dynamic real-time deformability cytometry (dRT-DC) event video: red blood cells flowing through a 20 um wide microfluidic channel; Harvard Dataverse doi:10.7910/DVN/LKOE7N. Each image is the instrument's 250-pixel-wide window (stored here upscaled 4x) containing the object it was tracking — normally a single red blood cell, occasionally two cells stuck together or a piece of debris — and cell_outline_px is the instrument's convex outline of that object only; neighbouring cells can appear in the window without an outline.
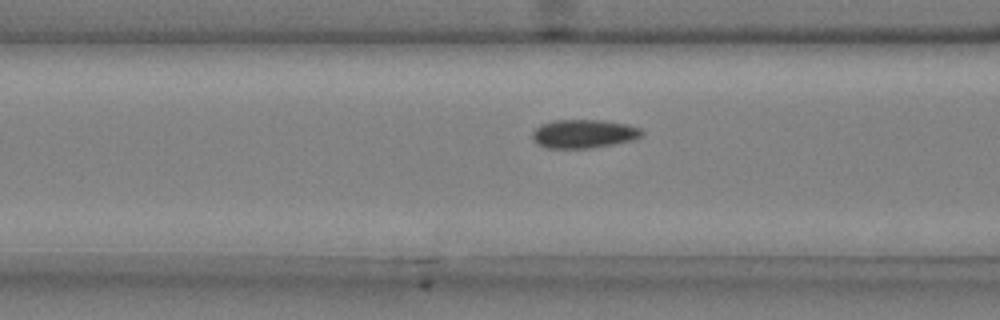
{"species": "common noctule bat (a hibernating species)", "species_latin": "Nyctalus noctula", "temperature_condition": "cold", "stored_images_in_passage": 32, "camera_frame_rate_fps": 3000, "um_per_image_px": 0.085, "animal": {"sex": "male", "body_mass_g": 20.4}, "frame": {"image": 1, "passage_image": 5, "time_ms": 1.333, "image_size_px": [1000, 320], "cell_outline_px": [[644, 136], [636, 140], [592, 148], [548, 148], [536, 144], [532, 140], [532, 132], [540, 124], [556, 120], [604, 120], [628, 124], [640, 128], [644, 132]], "centroid_in_image_um": [49.65, 11.37], "position_along_channel_um": 116.9, "area_um2": 18.61}}
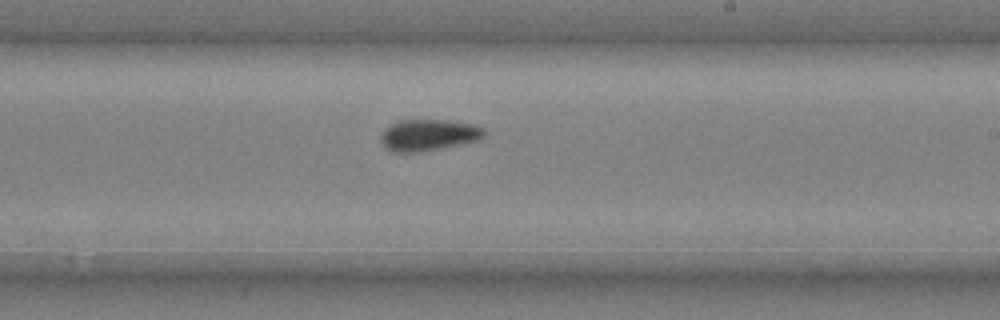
{"frame": {"image": 2, "passage_image": 16, "time_ms": 5.0, "image_size_px": [1000, 320], "cell_outline_px": [[484, 136], [480, 140], [440, 148], [416, 152], [396, 152], [384, 148], [380, 140], [380, 136], [384, 128], [400, 120], [448, 120], [476, 124], [484, 128]], "centroid_in_image_um": [36.42, 11.47], "position_along_channel_um": 252.6, "area_um2": 19.02}}
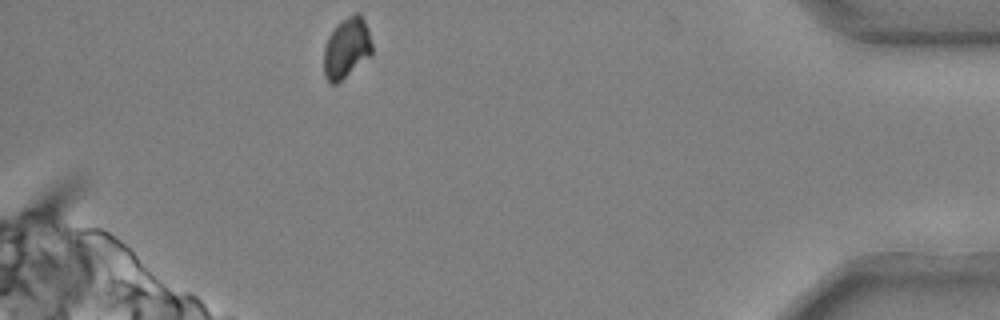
{"frame": {"image": 3, "passage_image": 32, "time_ms": 10.333, "image_size_px": [1000, 320], "cell_outline_px": [[372, 56], [336, 84], [332, 84], [324, 76], [324, 48], [328, 36], [336, 24], [348, 16], [356, 12], [360, 12], [368, 28], [372, 44]], "centroid_in_image_um": [29.47, 4.07], "position_along_channel_um": 405.7, "area_um2": 17.22}, "authors_computed_cell_mechanics": {"area_um2": 18.3226, "velocity_mm_per_s": 3.7031, "shape_relaxation_time_tau1_ms": 8.0332, "shape_relaxation_time_tau2_ms": null, "deformation_change_tau1": 0.1001, "deformation_change_tau2": null}}